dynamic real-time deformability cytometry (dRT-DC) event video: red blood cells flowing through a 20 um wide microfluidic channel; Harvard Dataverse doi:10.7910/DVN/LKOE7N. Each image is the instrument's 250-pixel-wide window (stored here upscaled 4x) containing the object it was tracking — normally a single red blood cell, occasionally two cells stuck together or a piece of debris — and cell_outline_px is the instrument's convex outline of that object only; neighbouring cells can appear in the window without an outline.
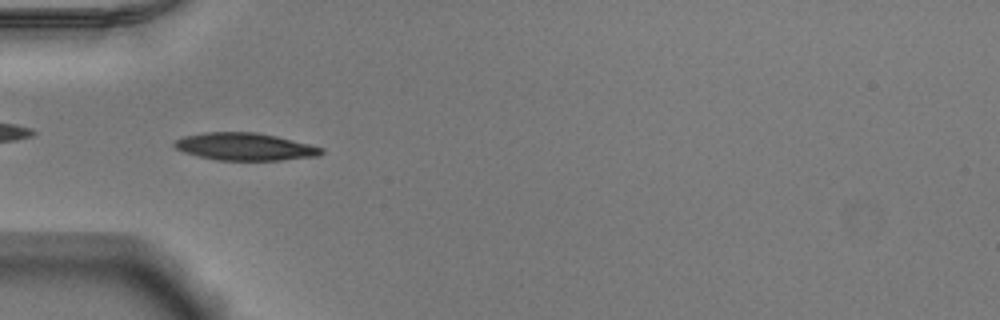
{"species": "Egyptian fruit bat (a non-hibernating species)", "species_latin": "Rousettus aegyptiacus", "temperature_condition": "warm", "stored_images_in_passage": 38, "camera_frame_rate_fps": 3000, "um_per_image_px": 0.085, "animal": {"sex": "male"}, "frame": {"image": 1, "passage_image": 3, "time_ms": 0.667, "image_size_px": [1000, 320], "cell_outline_px": [[324, 152], [320, 156], [280, 160], [216, 160], [184, 152], [176, 148], [172, 144], [176, 140], [184, 136], [204, 132], [256, 132], [276, 136], [324, 148]], "centroid_in_image_um": [20.83, 12.46], "position_along_channel_um": 64.2, "area_um2": 23.41}}
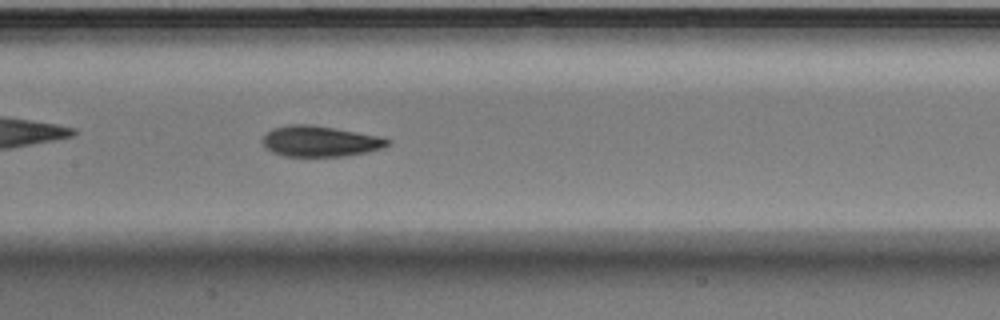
{"frame": {"image": 2, "passage_image": 12, "time_ms": 3.667, "image_size_px": [1000, 320], "cell_outline_px": [[392, 140], [384, 148], [368, 152], [344, 156], [284, 156], [272, 152], [264, 148], [260, 140], [272, 128], [292, 124], [308, 124], [380, 136]], "centroid_in_image_um": [27.18, 12.02], "position_along_channel_um": 180.2, "area_um2": 22.43}}
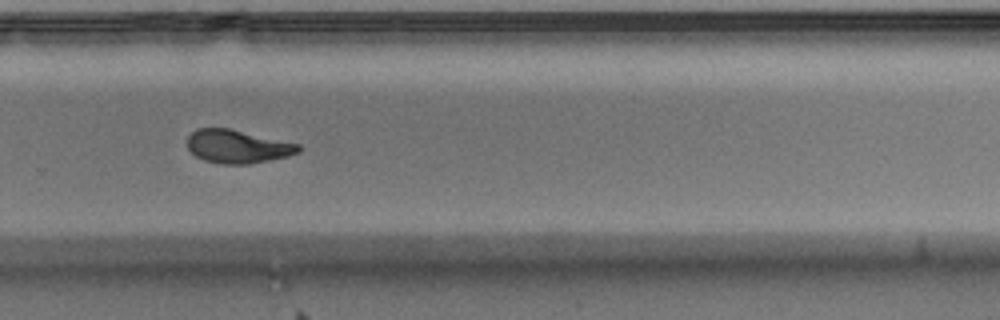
{"frame": {"image": 3, "passage_image": 22, "time_ms": 7.0, "image_size_px": [1000, 320], "cell_outline_px": [[300, 152], [288, 156], [248, 164], [220, 164], [204, 160], [196, 156], [188, 148], [188, 136], [196, 128], [228, 128], [300, 144]], "centroid_in_image_um": [20.18, 12.45], "position_along_channel_um": 309.6, "area_um2": 21.44}, "authors_computed_cell_mechanics": {"area_um2": 22.2819, "velocity_mm_per_s": 3.8981, "shape_relaxation_time_tau1_ms": 5.3056, "shape_relaxation_time_tau2_ms": 2.7129, "deformation_change_tau1": 0.1755, "deformation_change_tau2": 0.0767}}